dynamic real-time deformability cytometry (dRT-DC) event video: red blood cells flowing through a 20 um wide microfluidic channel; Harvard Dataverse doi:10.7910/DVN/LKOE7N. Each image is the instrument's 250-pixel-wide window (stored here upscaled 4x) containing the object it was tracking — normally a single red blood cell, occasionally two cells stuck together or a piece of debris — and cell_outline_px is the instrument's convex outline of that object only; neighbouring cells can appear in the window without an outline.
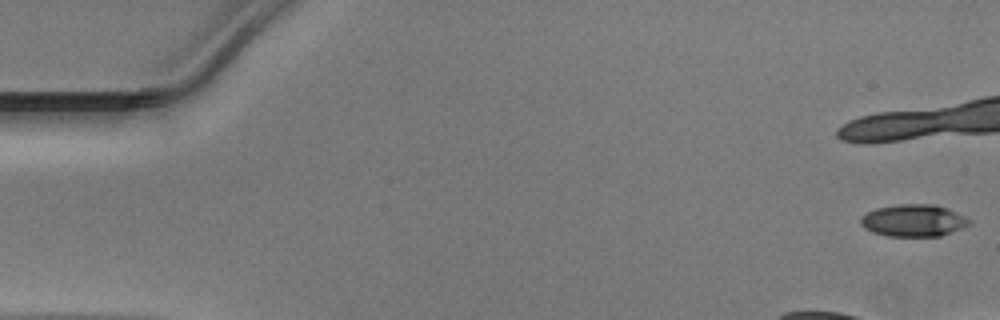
{"species": "Egyptian fruit bat (a non-hibernating species)", "species_latin": "Rousettus aegyptiacus", "temperature_condition": "warm", "stored_images_in_passage": 14, "camera_frame_rate_fps": 3000, "um_per_image_px": 0.085, "animal": {"sex": "male"}, "frame": {"image": 1, "passage_image": 1, "time_ms": 0.0, "image_size_px": [1000, 320], "cell_outline_px": [[972, 220], [968, 224], [960, 228], [940, 236], [888, 236], [872, 232], [864, 228], [860, 224], [860, 216], [876, 208], [896, 204], [936, 204], [964, 216]], "centroid_in_image_um": [77.59, 18.73], "position_along_channel_um": 7.4, "area_um2": 20.23}}